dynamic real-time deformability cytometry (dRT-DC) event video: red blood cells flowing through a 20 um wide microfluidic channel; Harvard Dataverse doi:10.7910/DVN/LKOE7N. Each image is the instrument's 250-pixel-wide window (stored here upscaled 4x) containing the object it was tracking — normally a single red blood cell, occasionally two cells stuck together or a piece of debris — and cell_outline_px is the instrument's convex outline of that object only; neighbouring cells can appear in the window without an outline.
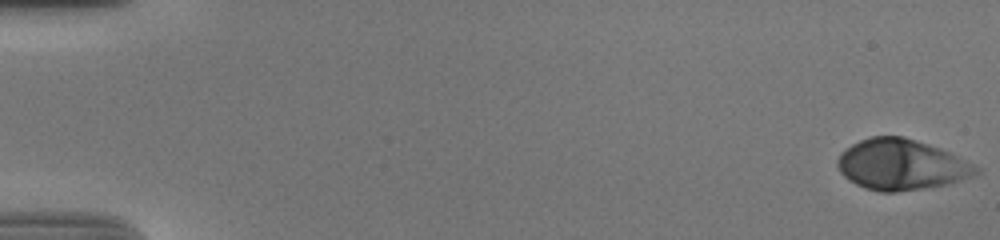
{"species": "human", "species_latin": "Homo sapiens", "temperature_condition": "cold", "stored_images_in_passage": 57, "camera_frame_rate_fps": 3000, "um_per_image_px": 0.085, "donor": {"sex": "male"}, "frame": {"image": 1, "passage_image": 1, "time_ms": 0.0, "image_size_px": [1000, 240], "cell_outline_px": [[980, 172], [972, 176], [948, 184], [896, 192], [880, 192], [864, 188], [848, 180], [840, 172], [836, 164], [836, 160], [840, 152], [852, 144], [860, 140], [872, 136], [904, 136], [940, 148], [980, 168]], "centroid_in_image_um": [76.56, 14.0], "position_along_channel_um": 8.4, "area_um2": 40.81}}
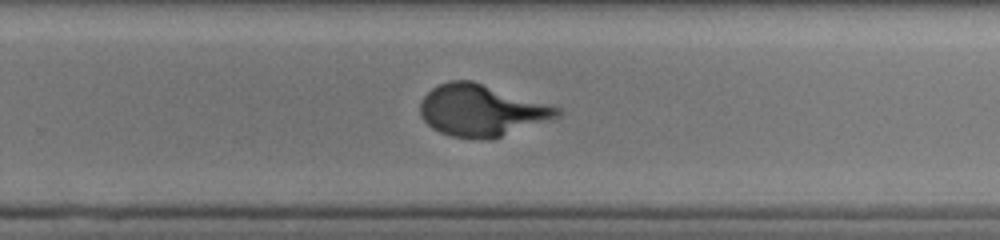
{"frame": {"image": 2, "passage_image": 38, "time_ms": 12.333, "image_size_px": [1000, 240], "cell_outline_px": [[560, 116], [488, 140], [452, 136], [440, 132], [432, 128], [420, 116], [420, 100], [432, 88], [448, 80], [472, 80], [560, 108]], "centroid_in_image_um": [40.86, 9.37], "position_along_channel_um": 288.9, "area_um2": 40.69}}
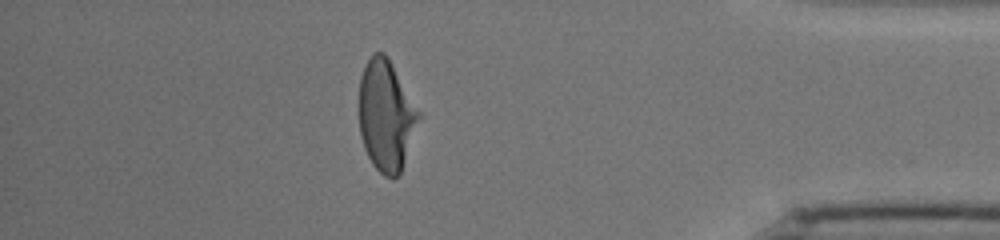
{"frame": {"image": 3, "passage_image": 50, "time_ms": 16.333, "image_size_px": [1000, 240], "cell_outline_px": [[420, 116], [400, 172], [392, 180], [384, 176], [372, 164], [364, 148], [360, 136], [360, 76], [368, 60], [376, 52], [384, 52], [388, 56], [420, 112]], "centroid_in_image_um": [32.8, 9.82], "position_along_channel_um": 402.4, "area_um2": 37.97}}